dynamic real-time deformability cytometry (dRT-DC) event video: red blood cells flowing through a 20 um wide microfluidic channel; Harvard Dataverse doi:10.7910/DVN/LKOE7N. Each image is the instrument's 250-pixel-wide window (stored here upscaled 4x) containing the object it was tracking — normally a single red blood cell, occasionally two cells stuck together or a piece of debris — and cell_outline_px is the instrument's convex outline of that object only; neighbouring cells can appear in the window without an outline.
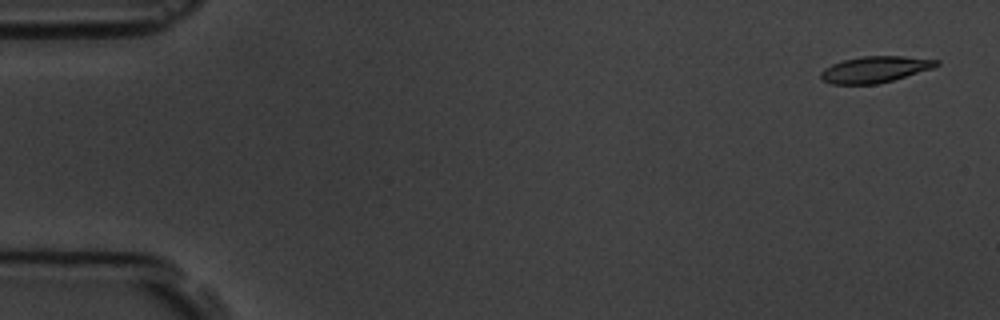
{"species": "common noctule bat (a hibernating species)", "species_latin": "Nyctalus noctula", "temperature_condition": "room temperature", "stored_images_in_passage": 5, "camera_frame_rate_fps": 3000, "um_per_image_px": 0.085, "animal": {"sex": "male", "body_mass_g": 19.5, "forearm_length_mm": 54.6}, "frame": {"image": 1, "passage_image": 1, "time_ms": 0.0, "image_size_px": [1000, 320], "cell_outline_px": [[940, 64], [932, 68], [892, 80], [876, 84], [832, 84], [824, 80], [820, 76], [820, 72], [824, 68], [832, 64], [844, 60], [864, 56], [904, 56], [940, 60]], "centroid_in_image_um": [74.37, 5.89], "position_along_channel_um": 10.6, "area_um2": 17.51}}
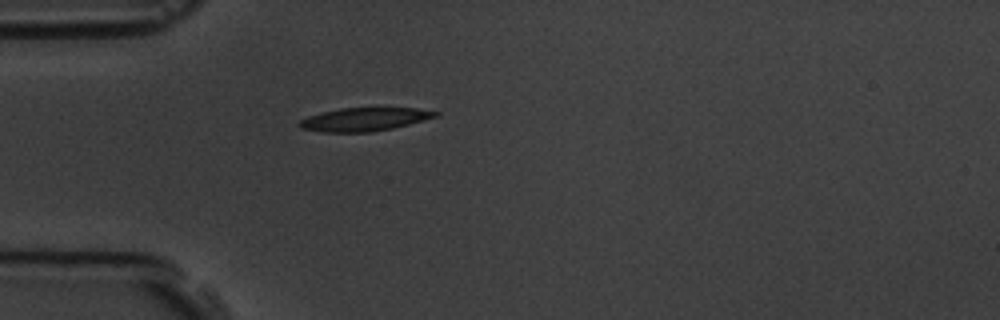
{"frame": {"image": 2, "passage_image": 5, "time_ms": 4.667, "image_size_px": [1000, 320], "cell_outline_px": [[440, 116], [392, 128], [372, 132], [324, 132], [300, 128], [296, 124], [300, 120], [308, 116], [340, 108], [416, 108], [440, 112]], "centroid_in_image_um": [30.97, 10.14], "position_along_channel_um": 54.0, "area_um2": 18.44}}